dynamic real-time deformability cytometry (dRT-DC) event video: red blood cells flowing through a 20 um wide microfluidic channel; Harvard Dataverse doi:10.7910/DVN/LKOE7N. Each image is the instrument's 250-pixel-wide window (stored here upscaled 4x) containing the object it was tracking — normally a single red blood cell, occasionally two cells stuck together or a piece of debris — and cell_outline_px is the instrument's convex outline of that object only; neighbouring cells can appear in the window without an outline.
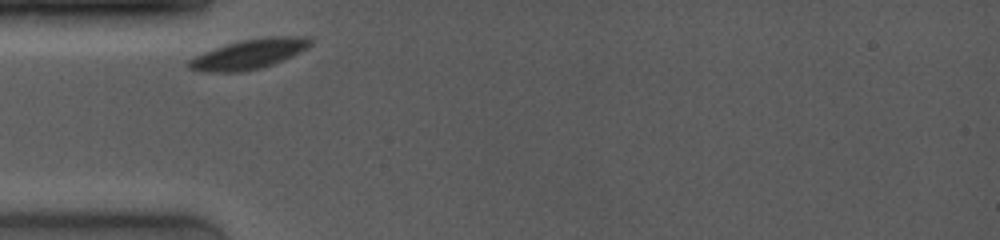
{"species": "common noctule bat (a hibernating species)", "species_latin": "Nyctalus noctula", "temperature_condition": "room temperature", "stored_images_in_passage": 23, "camera_frame_rate_fps": 4000, "um_per_image_px": 0.085, "animal": {"sex": "female", "body_mass_g": 19.0, "forearm_length_mm": 53.3}, "frame": {"image": 1, "passage_image": 1, "time_ms": 0.0, "image_size_px": [1000, 240], "cell_outline_px": [[312, 44], [308, 48], [272, 64], [260, 68], [240, 72], [200, 72], [188, 68], [188, 60], [204, 52], [228, 44], [244, 40], [268, 36], [308, 36], [312, 40]], "centroid_in_image_um": [21.18, 4.6], "position_along_channel_um": 63.8, "area_um2": 20.87}}
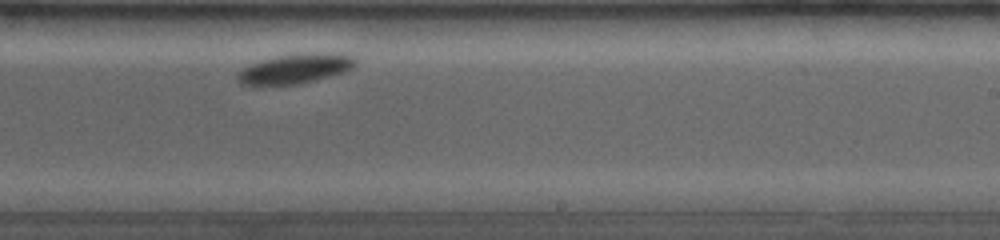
{"frame": {"image": 2, "passage_image": 14, "time_ms": 5.5, "image_size_px": [1000, 240], "cell_outline_px": [[356, 64], [352, 68], [344, 72], [316, 80], [296, 84], [252, 88], [240, 84], [236, 76], [244, 68], [260, 60], [276, 56], [308, 52], [328, 52], [356, 56]], "centroid_in_image_um": [25.06, 5.86], "position_along_channel_um": 263.9, "area_um2": 21.1}}
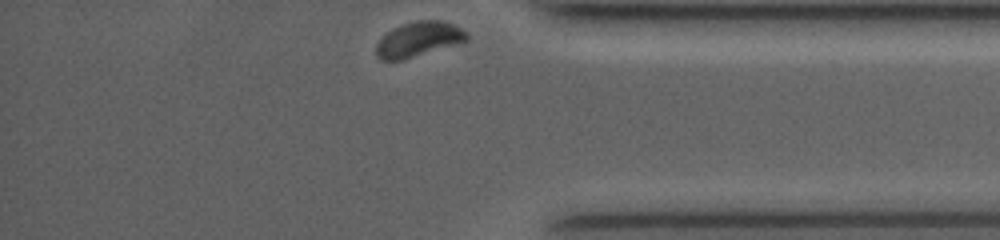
{"frame": {"image": 3, "passage_image": 23, "time_ms": 9.25, "image_size_px": [1000, 240], "cell_outline_px": [[468, 40], [400, 60], [380, 60], [376, 56], [376, 44], [392, 28], [416, 20], [440, 20], [452, 24], [460, 28], [468, 36]], "centroid_in_image_um": [35.54, 3.33], "position_along_channel_um": 399.7, "area_um2": 17.86}}